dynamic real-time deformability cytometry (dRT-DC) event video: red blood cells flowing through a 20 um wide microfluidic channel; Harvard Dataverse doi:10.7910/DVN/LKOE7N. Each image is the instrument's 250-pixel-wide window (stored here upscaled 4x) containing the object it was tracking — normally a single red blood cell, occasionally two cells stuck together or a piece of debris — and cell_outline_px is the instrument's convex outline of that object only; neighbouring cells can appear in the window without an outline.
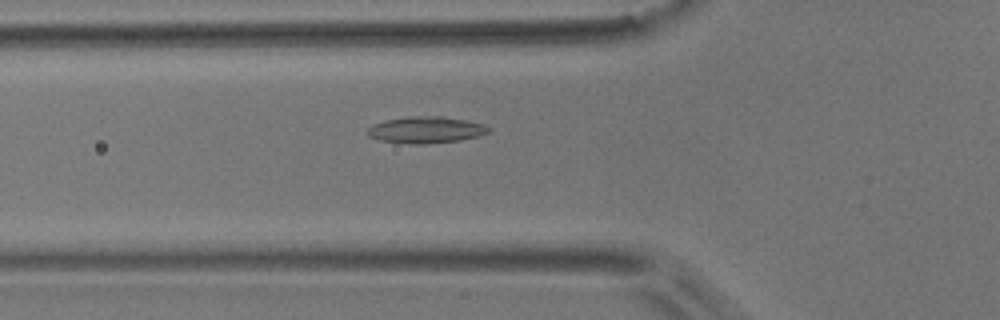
{"species": "common noctule bat (a hibernating species)", "species_latin": "Nyctalus noctula", "temperature_condition": "room temperature", "stored_images_in_passage": 51, "camera_frame_rate_fps": 3000, "um_per_image_px": 0.085, "animal": {"sex": "male", "body_mass_g": 17.9}, "frame": {"image": 1, "passage_image": 18, "time_ms": 5.667, "image_size_px": [1000, 320], "cell_outline_px": [[492, 132], [480, 136], [460, 140], [424, 144], [416, 144], [380, 140], [368, 136], [368, 128], [372, 124], [388, 120], [408, 116], [444, 116], [484, 124], [492, 128]], "centroid_in_image_um": [36.27, 11.03], "position_along_channel_um": 89.5, "area_um2": 18.79}}
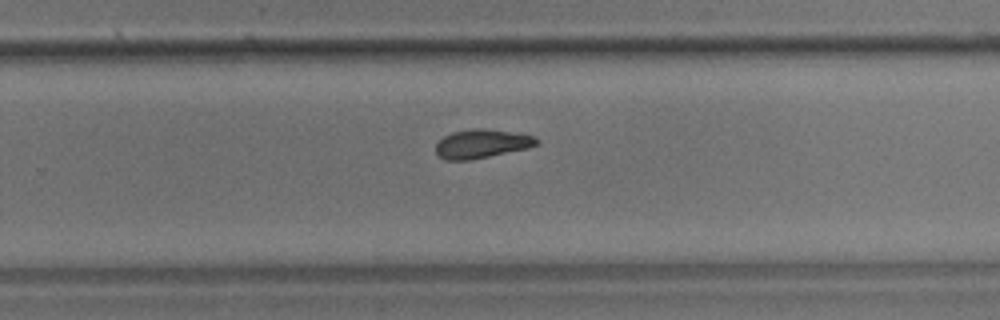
{"frame": {"image": 2, "passage_image": 34, "time_ms": 11.0, "image_size_px": [1000, 320], "cell_outline_px": [[540, 144], [528, 148], [468, 160], [444, 160], [436, 156], [436, 144], [444, 136], [452, 132], [472, 128], [480, 128], [524, 132], [540, 140]], "centroid_in_image_um": [40.98, 12.2], "position_along_channel_um": 288.8, "area_um2": 17.22}}
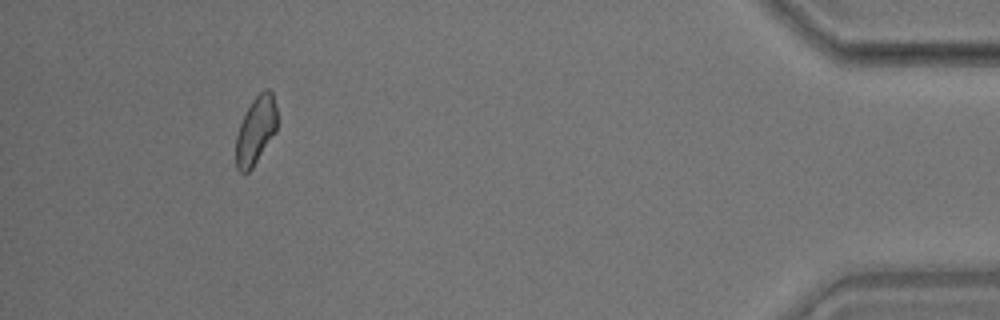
{"frame": {"image": 3, "passage_image": 49, "time_ms": 16.0, "image_size_px": [1000, 320], "cell_outline_px": [[276, 132], [252, 168], [248, 172], [240, 172], [236, 168], [236, 136], [240, 124], [252, 100], [264, 88], [268, 88], [272, 92], [276, 108]], "centroid_in_image_um": [21.74, 11.08], "position_along_channel_um": 413.5, "area_um2": 16.13}, "authors_computed_cell_mechanics": {"area_um2": 17.2244, "velocity_mm_per_s": 3.7284, "shape_relaxation_time_tau1_ms": 5.4369, "shape_relaxation_time_tau2_ms": 4.4024, "deformation_change_tau1": 0.1227, "deformation_change_tau2": 0.1101}}